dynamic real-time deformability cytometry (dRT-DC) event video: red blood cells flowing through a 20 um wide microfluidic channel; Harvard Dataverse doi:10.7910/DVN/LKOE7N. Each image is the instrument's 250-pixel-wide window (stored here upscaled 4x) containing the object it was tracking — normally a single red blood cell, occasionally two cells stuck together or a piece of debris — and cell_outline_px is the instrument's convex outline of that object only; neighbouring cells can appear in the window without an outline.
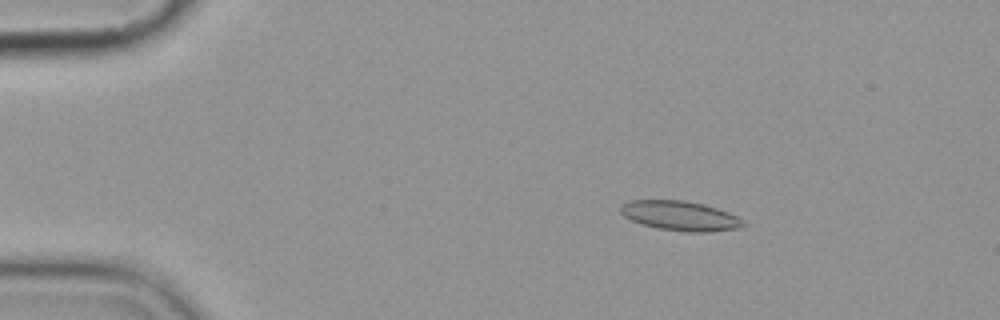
{"species": "common noctule bat (a hibernating species)", "species_latin": "Nyctalus noctula", "temperature_condition": "cold", "stored_images_in_passage": 4, "camera_frame_rate_fps": 3000, "um_per_image_px": 0.085, "animal": {"sex": "female", "body_mass_g": 19.9}, "frame": {"image": 1, "passage_image": 2, "time_ms": 1.0, "image_size_px": [1000, 320], "cell_outline_px": [[748, 224], [740, 228], [708, 232], [688, 232], [656, 228], [640, 224], [624, 216], [620, 212], [620, 204], [632, 200], [684, 200], [704, 204], [728, 212], [744, 220]], "centroid_in_image_um": [57.82, 18.35], "position_along_channel_um": 27.2, "area_um2": 21.39}}